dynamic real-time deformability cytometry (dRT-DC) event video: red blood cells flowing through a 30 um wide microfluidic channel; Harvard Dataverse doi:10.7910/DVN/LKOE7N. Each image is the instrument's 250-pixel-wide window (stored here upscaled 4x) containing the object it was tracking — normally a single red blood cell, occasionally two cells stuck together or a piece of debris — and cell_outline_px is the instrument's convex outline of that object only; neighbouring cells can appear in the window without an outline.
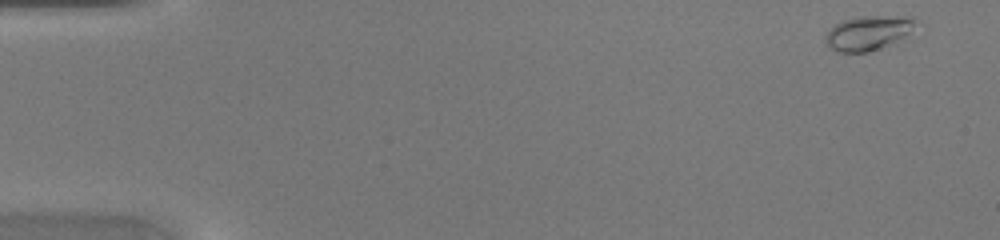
{"species": "common noctule bat (a hibernating species)", "species_latin": "Nyctalus noctula", "temperature_condition": "warm", "stored_images_in_passage": 45, "camera_frame_rate_fps": 3000, "um_per_image_px": 0.085, "animal": {"sex": "female", "body_mass_g": 20.0, "forearm_length_mm": 54.0}, "frame": {"image": 1, "passage_image": 1, "time_ms": 0.0, "image_size_px": [1000, 240], "cell_outline_px": [[920, 20], [904, 36], [880, 48], [868, 52], [836, 52], [824, 40], [828, 32], [836, 24], [844, 20], [860, 16], [912, 16]], "centroid_in_image_um": [73.81, 2.78], "position_along_channel_um": 11.2, "area_um2": 17.8}}
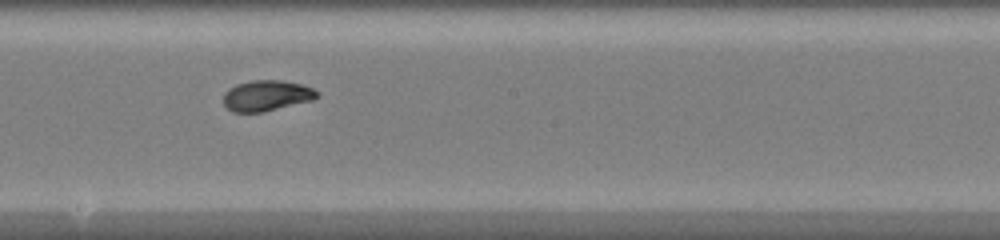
{"frame": {"image": 2, "passage_image": 25, "time_ms": 8.0, "image_size_px": [1000, 240], "cell_outline_px": [[320, 96], [312, 100], [264, 112], [232, 112], [224, 104], [224, 92], [228, 88], [236, 84], [252, 80], [280, 80], [300, 84], [312, 88]], "centroid_in_image_um": [22.63, 8.13], "position_along_channel_um": 225.6, "area_um2": 16.7}}
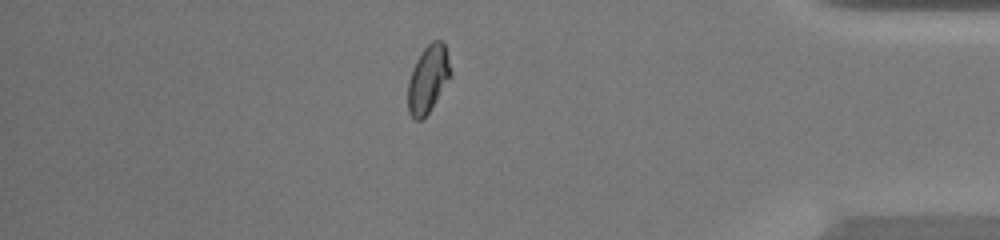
{"frame": {"image": 3, "passage_image": 39, "time_ms": 12.667, "image_size_px": [1000, 240], "cell_outline_px": [[452, 76], [428, 112], [420, 120], [416, 120], [408, 112], [408, 80], [412, 68], [416, 60], [424, 48], [432, 40], [440, 40], [444, 44], [452, 72]], "centroid_in_image_um": [36.39, 6.7], "position_along_channel_um": 398.8, "area_um2": 16.65}}